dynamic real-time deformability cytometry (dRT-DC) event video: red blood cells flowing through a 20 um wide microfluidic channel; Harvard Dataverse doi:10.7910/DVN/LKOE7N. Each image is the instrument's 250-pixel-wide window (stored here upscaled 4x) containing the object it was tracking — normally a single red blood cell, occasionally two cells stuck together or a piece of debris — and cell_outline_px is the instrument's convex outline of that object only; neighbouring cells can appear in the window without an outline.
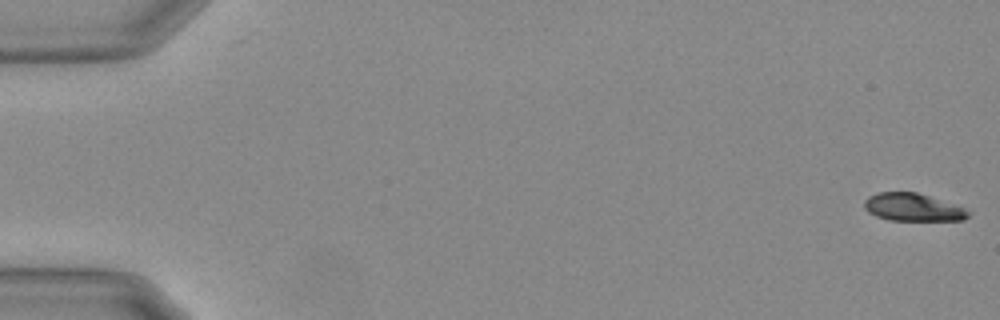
{"species": "Egyptian fruit bat (a non-hibernating species)", "species_latin": "Rousettus aegyptiacus", "temperature_condition": "warm", "stored_images_in_passage": 16, "camera_frame_rate_fps": 3000, "um_per_image_px": 0.085, "animal": {"sex": "female"}, "frame": {"image": 1, "passage_image": 1, "time_ms": 0.0, "image_size_px": [1000, 320], "cell_outline_px": [[972, 212], [964, 220], [888, 220], [876, 216], [868, 212], [864, 208], [864, 200], [868, 196], [880, 192], [916, 192], [964, 208]], "centroid_in_image_um": [77.56, 17.62], "position_along_channel_um": 7.4, "area_um2": 16.65}}
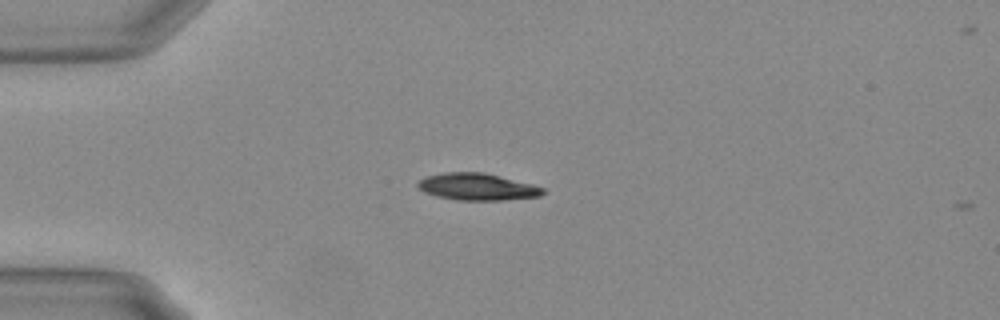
{"frame": {"image": 2, "passage_image": 15, "time_ms": 4.667, "image_size_px": [1000, 320], "cell_outline_px": [[544, 192], [540, 196], [504, 200], [456, 200], [436, 196], [424, 192], [416, 188], [416, 184], [420, 180], [428, 176], [444, 172], [484, 172], [532, 184], [544, 188]], "centroid_in_image_um": [40.54, 15.88], "position_along_channel_um": 44.5, "area_um2": 19.65}}